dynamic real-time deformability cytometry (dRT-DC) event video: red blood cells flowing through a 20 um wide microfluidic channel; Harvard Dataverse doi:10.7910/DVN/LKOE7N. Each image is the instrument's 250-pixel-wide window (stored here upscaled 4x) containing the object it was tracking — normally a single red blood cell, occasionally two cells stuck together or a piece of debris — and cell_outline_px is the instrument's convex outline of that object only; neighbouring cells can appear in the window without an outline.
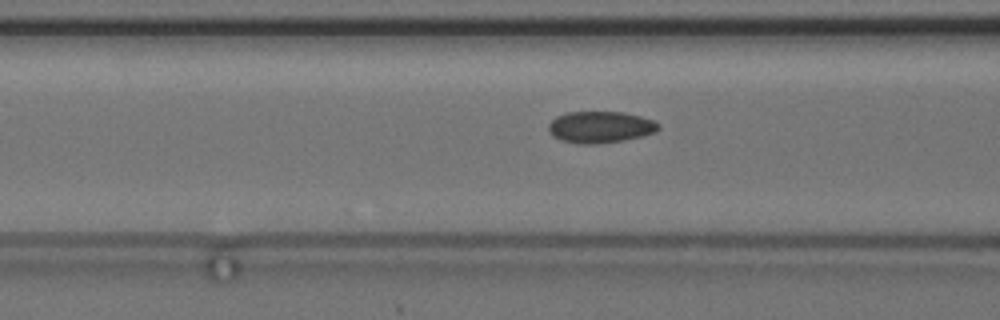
{"species": "common noctule bat (a hibernating species)", "species_latin": "Nyctalus noctula", "temperature_condition": "cold", "stored_images_in_passage": 26, "camera_frame_rate_fps": 3000, "um_per_image_px": 0.085, "animal": {"sex": "female", "body_mass_g": 24.6, "forearm_length_mm": 56.2}, "frame": {"image": 1, "passage_image": 11, "time_ms": 3.333, "image_size_px": [1000, 320], "cell_outline_px": [[660, 128], [656, 132], [644, 136], [624, 140], [596, 144], [580, 144], [560, 140], [552, 136], [548, 132], [548, 124], [556, 116], [564, 112], [624, 112], [640, 116], [652, 120], [660, 124]], "centroid_in_image_um": [51.01, 10.8], "position_along_channel_um": 115.6, "area_um2": 20.52}}